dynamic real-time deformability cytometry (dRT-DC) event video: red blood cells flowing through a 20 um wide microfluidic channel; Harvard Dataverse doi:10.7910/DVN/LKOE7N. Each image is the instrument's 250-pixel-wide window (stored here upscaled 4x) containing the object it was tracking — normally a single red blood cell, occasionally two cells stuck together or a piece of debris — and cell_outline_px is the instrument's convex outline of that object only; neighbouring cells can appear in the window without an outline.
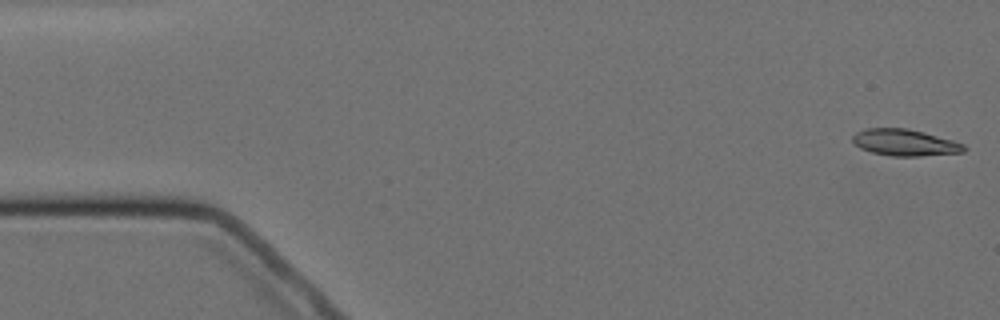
{"species": "Egyptian fruit bat (a non-hibernating species)", "species_latin": "Rousettus aegyptiacus", "temperature_condition": "cold", "stored_images_in_passage": 5, "camera_frame_rate_fps": 3000, "um_per_image_px": 0.085, "animal": {"sex": "female"}, "frame": {"image": 1, "passage_image": 1, "time_ms": 0.0, "image_size_px": [1000, 320], "cell_outline_px": [[968, 148], [964, 152], [920, 156], [892, 156], [872, 152], [860, 148], [852, 140], [852, 136], [856, 132], [864, 128], [908, 128], [924, 132], [952, 140], [964, 144]], "centroid_in_image_um": [76.92, 12.11], "position_along_channel_um": 8.1, "area_um2": 17.28}}